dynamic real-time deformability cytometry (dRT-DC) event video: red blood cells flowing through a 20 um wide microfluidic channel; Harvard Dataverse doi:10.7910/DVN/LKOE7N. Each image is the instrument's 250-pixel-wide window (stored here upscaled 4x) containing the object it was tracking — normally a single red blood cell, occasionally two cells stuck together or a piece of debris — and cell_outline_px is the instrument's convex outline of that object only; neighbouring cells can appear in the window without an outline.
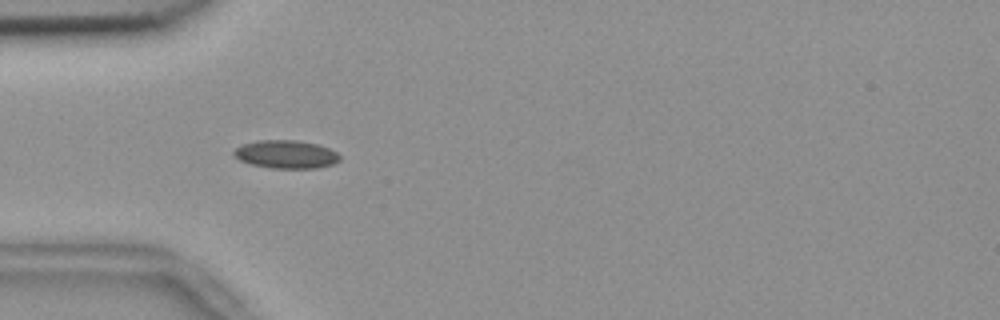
{"species": "common noctule bat (a hibernating species)", "species_latin": "Nyctalus noctula", "temperature_condition": "room temperature", "stored_images_in_passage": 55, "camera_frame_rate_fps": 3000, "um_per_image_px": 0.085, "animal": {"sex": "female", "body_mass_g": 18.4}, "frame": {"image": 1, "passage_image": 17, "time_ms": 5.333, "image_size_px": [1000, 320], "cell_outline_px": [[340, 160], [332, 164], [316, 168], [272, 168], [252, 164], [240, 160], [232, 152], [240, 144], [256, 140], [296, 140], [316, 144], [328, 148], [336, 152], [340, 156]], "centroid_in_image_um": [24.29, 13.11], "position_along_channel_um": 60.7, "area_um2": 17.28}}
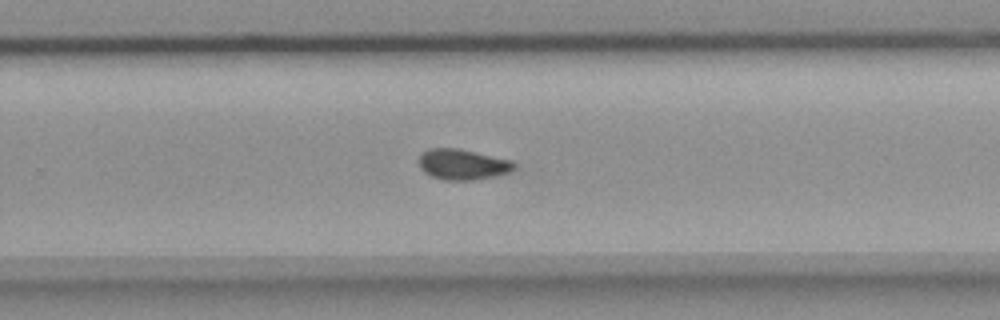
{"frame": {"image": 2, "passage_image": 36, "time_ms": 11.667, "image_size_px": [1000, 320], "cell_outline_px": [[516, 168], [512, 172], [496, 176], [476, 180], [444, 180], [432, 176], [424, 172], [420, 168], [420, 152], [428, 148], [460, 148], [508, 160], [516, 164]], "centroid_in_image_um": [39.32, 13.98], "position_along_channel_um": 290.5, "area_um2": 17.11}}
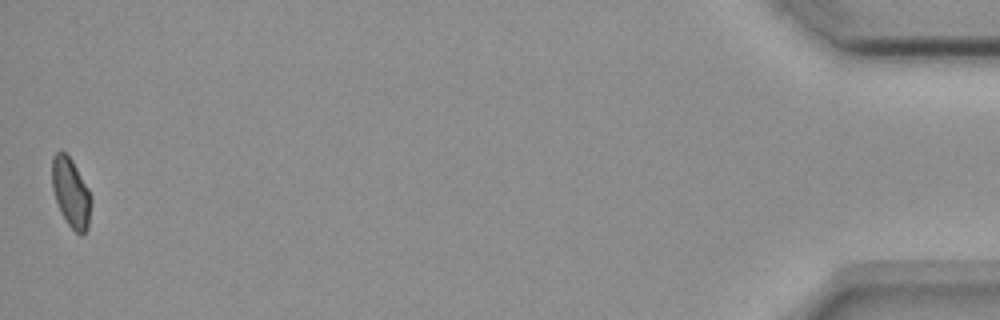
{"frame": {"image": 3, "passage_image": 55, "time_ms": 18.0, "image_size_px": [1000, 320], "cell_outline_px": [[92, 200], [88, 228], [84, 236], [80, 236], [68, 224], [56, 200], [52, 188], [52, 156], [60, 148], [72, 160], [88, 188], [92, 196]], "centroid_in_image_um": [6.05, 16.37], "position_along_channel_um": 429.2, "area_um2": 15.84}, "authors_computed_cell_mechanics": {"area_um2": 16.7042, "velocity_mm_per_s": 3.6744, "shape_relaxation_time_tau1_ms": null, "shape_relaxation_time_tau2_ms": 4.3676, "deformation_change_tau1": null, "deformation_change_tau2": 0.0757}}